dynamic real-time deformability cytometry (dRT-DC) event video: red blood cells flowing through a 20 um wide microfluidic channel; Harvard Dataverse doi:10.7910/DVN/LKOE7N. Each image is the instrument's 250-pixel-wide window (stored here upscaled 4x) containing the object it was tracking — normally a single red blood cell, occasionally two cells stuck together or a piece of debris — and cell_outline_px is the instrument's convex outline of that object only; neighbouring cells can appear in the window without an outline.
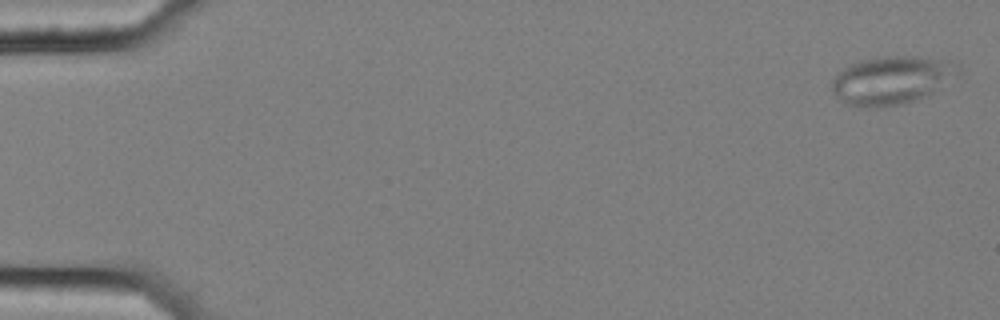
{"species": "common noctule bat (a hibernating species)", "species_latin": "Nyctalus noctula", "temperature_condition": "cold", "stored_images_in_passage": 57, "segment_of_instrument_passage": [1, 2], "camera_frame_rate_fps": 3000, "um_per_image_px": 0.085, "animal": {"sex": "female", "body_mass_g": 25.1}, "frame": {"image": 1, "passage_image": 2, "time_ms": 0.333, "image_size_px": [1000, 320], "cell_outline_px": [[960, 76], [928, 96], [904, 104], [876, 108], [860, 108], [844, 104], [832, 92], [832, 80], [844, 68], [852, 64], [864, 60], [880, 56], [920, 56], [960, 64]], "centroid_in_image_um": [75.84, 6.84], "position_along_channel_um": 9.2, "area_um2": 36.07}}
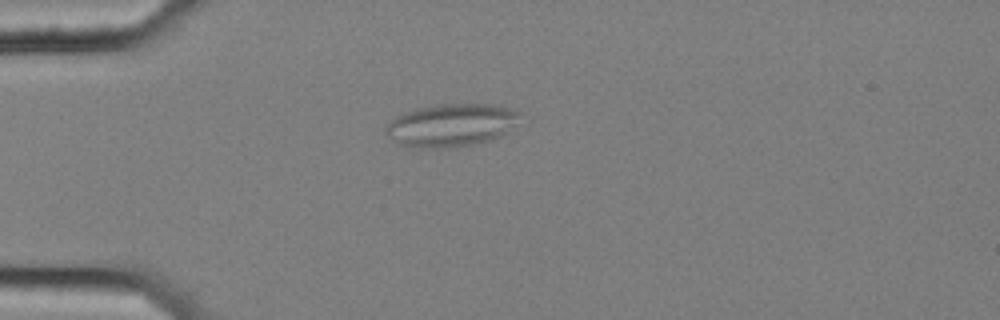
{"frame": {"image": 2, "passage_image": 16, "time_ms": 5.0, "image_size_px": [1000, 320], "cell_outline_px": [[520, 120], [508, 132], [492, 140], [472, 144], [448, 148], [420, 148], [400, 144], [392, 140], [384, 132], [384, 128], [396, 116], [404, 112], [416, 108], [436, 104], [500, 104], [512, 108], [520, 112]], "centroid_in_image_um": [38.38, 10.63], "position_along_channel_um": 46.6, "area_um2": 33.93}}